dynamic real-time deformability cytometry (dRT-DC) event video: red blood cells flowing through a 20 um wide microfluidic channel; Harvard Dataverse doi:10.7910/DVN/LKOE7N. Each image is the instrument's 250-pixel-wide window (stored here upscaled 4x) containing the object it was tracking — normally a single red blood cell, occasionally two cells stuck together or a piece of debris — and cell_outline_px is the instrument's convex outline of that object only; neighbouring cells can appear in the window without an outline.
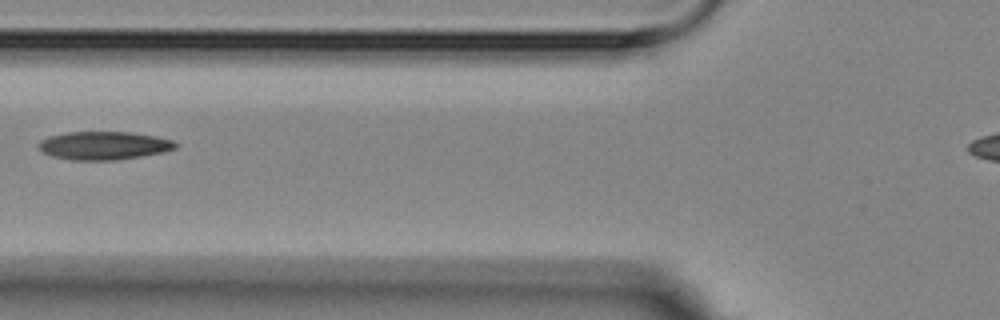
{"species": "Egyptian fruit bat (a non-hibernating species)", "species_latin": "Rousettus aegyptiacus", "temperature_condition": "room temperature", "stored_images_in_passage": 3, "camera_frame_rate_fps": 3000, "um_per_image_px": 0.085, "animal": {"sex": "female"}, "frame": {"image": 1, "passage_image": 3, "time_ms": 2.0, "image_size_px": [1000, 320], "cell_outline_px": [[180, 144], [176, 148], [164, 152], [116, 160], [72, 160], [52, 156], [44, 152], [36, 144], [40, 140], [48, 136], [68, 132], [132, 132], [156, 136], [172, 140]], "centroid_in_image_um": [8.84, 12.36], "position_along_channel_um": 117.0, "area_um2": 22.6}}